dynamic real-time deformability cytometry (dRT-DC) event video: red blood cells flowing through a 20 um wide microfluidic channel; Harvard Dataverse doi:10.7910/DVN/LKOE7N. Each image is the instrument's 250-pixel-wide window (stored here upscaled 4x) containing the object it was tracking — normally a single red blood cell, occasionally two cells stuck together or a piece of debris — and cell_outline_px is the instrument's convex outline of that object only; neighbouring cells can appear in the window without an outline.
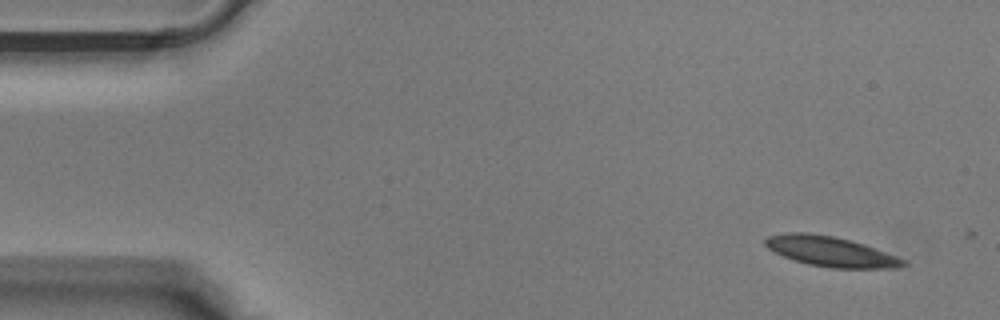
{"species": "Egyptian fruit bat (a non-hibernating species)", "species_latin": "Rousettus aegyptiacus", "temperature_condition": "warm", "stored_images_in_passage": 37, "camera_frame_rate_fps": 3000, "um_per_image_px": 0.085, "animal": {"sex": "male"}, "frame": {"image": 1, "passage_image": 1, "time_ms": 0.0, "image_size_px": [1000, 320], "cell_outline_px": [[900, 264], [868, 268], [844, 268], [816, 264], [800, 260], [788, 256], [772, 248], [768, 244], [768, 240], [772, 236], [828, 236], [844, 240], [868, 248], [900, 260]], "centroid_in_image_um": [70.58, 21.42], "position_along_channel_um": 14.4, "area_um2": 19.77}}
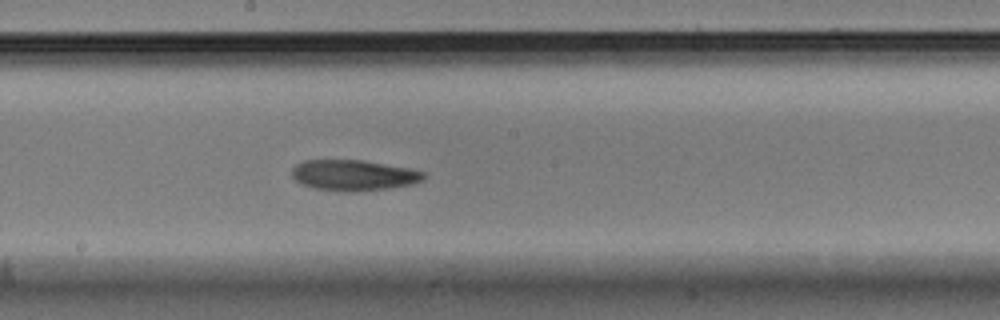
{"frame": {"image": 2, "passage_image": 19, "time_ms": 6.0, "image_size_px": [1000, 320], "cell_outline_px": [[420, 176], [416, 180], [400, 184], [372, 188], [328, 188], [308, 184], [300, 180], [296, 176], [296, 168], [300, 164], [316, 160], [348, 160], [376, 164], [400, 168], [420, 172]], "centroid_in_image_um": [29.96, 14.83], "position_along_channel_um": 218.2, "area_um2": 19.48}}
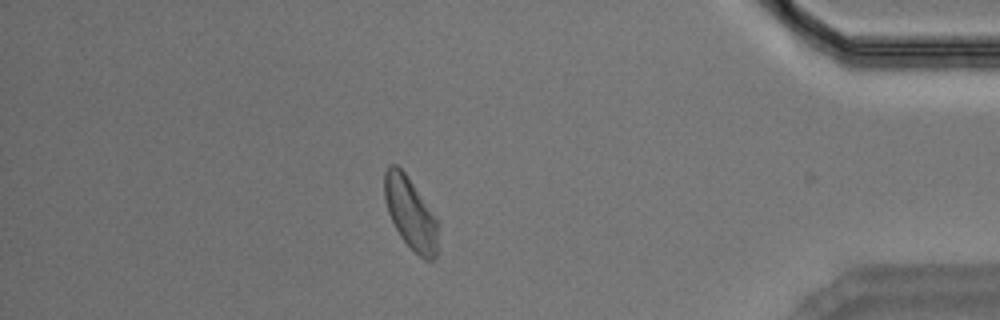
{"frame": {"image": 3, "passage_image": 32, "time_ms": 10.333, "image_size_px": [1000, 320], "cell_outline_px": [[432, 228], [416, 252], [404, 240], [388, 208], [384, 192], [384, 180], [388, 168], [400, 168], [404, 172], [432, 220]], "centroid_in_image_um": [34.56, 17.71], "position_along_channel_um": 400.6, "area_um2": 16.59}}